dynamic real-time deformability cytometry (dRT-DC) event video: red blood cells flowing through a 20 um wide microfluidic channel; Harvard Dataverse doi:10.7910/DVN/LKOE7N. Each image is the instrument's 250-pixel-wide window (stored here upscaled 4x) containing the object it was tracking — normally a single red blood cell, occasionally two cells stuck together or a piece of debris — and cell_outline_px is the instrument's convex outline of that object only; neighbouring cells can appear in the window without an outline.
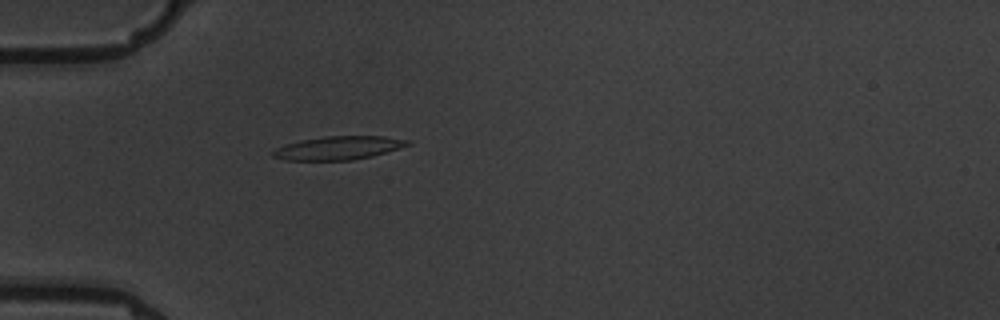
{"species": "common noctule bat (a hibernating species)", "species_latin": "Nyctalus noctula", "temperature_condition": "warm", "stored_images_in_passage": 1, "camera_frame_rate_fps": 3000, "um_per_image_px": 0.085, "animal": {"sex": "male", "body_mass_g": 19.5, "forearm_length_mm": 54.6}, "frame": {"image": 1, "passage_image": 1, "time_ms": 0.0, "image_size_px": [1000, 320], "cell_outline_px": [[412, 144], [400, 148], [372, 156], [352, 160], [284, 160], [272, 156], [272, 152], [276, 148], [284, 144], [300, 140], [324, 136], [384, 136], [412, 140]], "centroid_in_image_um": [28.78, 12.57], "position_along_channel_um": 56.2, "area_um2": 18.55}}